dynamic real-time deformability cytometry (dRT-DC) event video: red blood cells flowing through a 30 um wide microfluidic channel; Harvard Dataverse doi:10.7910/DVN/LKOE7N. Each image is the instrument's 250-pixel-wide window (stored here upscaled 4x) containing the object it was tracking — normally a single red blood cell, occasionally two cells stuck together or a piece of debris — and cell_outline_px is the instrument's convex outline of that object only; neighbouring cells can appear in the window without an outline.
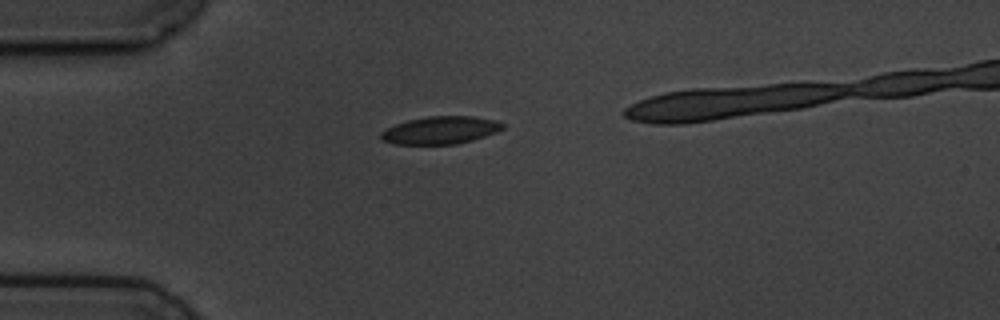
{"species": "common noctule bat (a hibernating species)", "species_latin": "Nyctalus noctula", "temperature_condition": "cold", "stored_images_in_passage": 3, "camera_frame_rate_fps": 3000, "um_per_image_px": 0.085, "animal": {"sex": "male", "body_mass_g": 19.5, "forearm_length_mm": 54.6}, "frame": {"image": 1, "passage_image": 1, "time_ms": 0.0, "image_size_px": [1000, 320], "cell_outline_px": [[504, 128], [496, 132], [472, 140], [456, 144], [392, 144], [380, 140], [380, 132], [396, 124], [408, 120], [428, 116], [472, 116], [496, 120], [504, 124]], "centroid_in_image_um": [37.42, 11.07], "position_along_channel_um": 47.6, "area_um2": 19.59}}
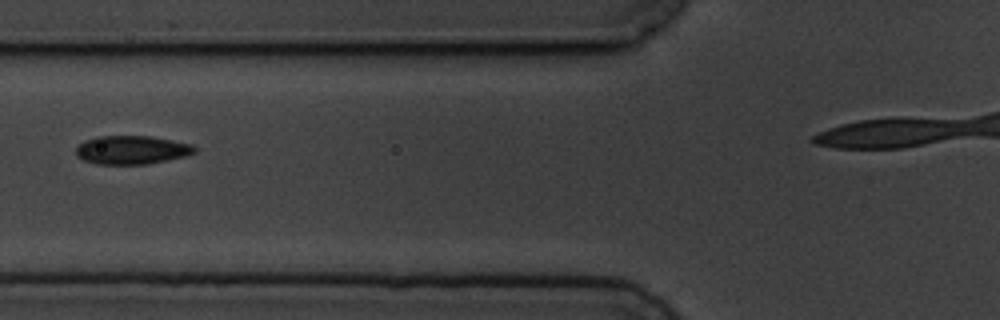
{"frame": {"image": 2, "passage_image": 3, "time_ms": 2.333, "image_size_px": [1000, 320], "cell_outline_px": [[196, 152], [188, 156], [148, 164], [96, 164], [84, 160], [76, 156], [76, 148], [84, 140], [96, 136], [152, 136], [192, 144], [196, 148]], "centroid_in_image_um": [11.22, 12.74], "position_along_channel_um": 114.6, "area_um2": 19.94}}